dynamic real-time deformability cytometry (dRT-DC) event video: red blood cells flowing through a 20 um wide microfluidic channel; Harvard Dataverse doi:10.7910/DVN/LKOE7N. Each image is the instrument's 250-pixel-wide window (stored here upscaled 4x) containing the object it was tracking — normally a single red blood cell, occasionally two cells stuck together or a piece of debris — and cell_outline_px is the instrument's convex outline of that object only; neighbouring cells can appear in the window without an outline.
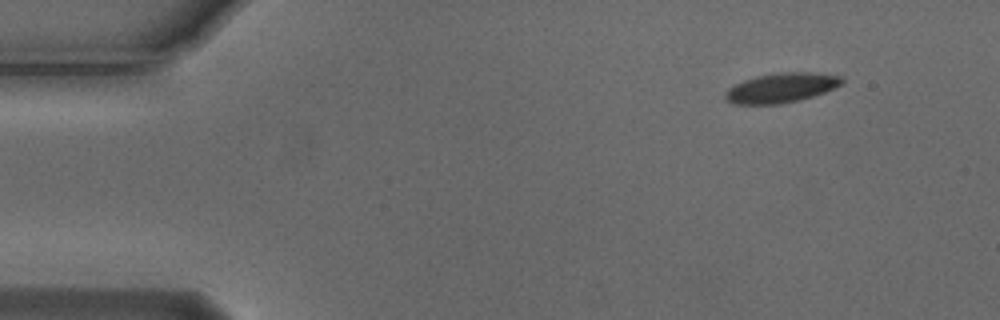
{"species": "Egyptian fruit bat (a non-hibernating species)", "species_latin": "Rousettus aegyptiacus", "temperature_condition": "cold", "stored_images_in_passage": 3, "camera_frame_rate_fps": 3000, "um_per_image_px": 0.085, "animal": {"sex": "male"}, "frame": {"image": 1, "passage_image": 1, "time_ms": 0.0, "image_size_px": [1000, 320], "cell_outline_px": [[844, 84], [824, 92], [800, 100], [780, 104], [732, 104], [724, 100], [724, 92], [732, 84], [756, 76], [780, 72], [808, 72], [840, 76], [844, 80]], "centroid_in_image_um": [66.35, 7.47], "position_along_channel_um": 18.6, "area_um2": 20.35}}